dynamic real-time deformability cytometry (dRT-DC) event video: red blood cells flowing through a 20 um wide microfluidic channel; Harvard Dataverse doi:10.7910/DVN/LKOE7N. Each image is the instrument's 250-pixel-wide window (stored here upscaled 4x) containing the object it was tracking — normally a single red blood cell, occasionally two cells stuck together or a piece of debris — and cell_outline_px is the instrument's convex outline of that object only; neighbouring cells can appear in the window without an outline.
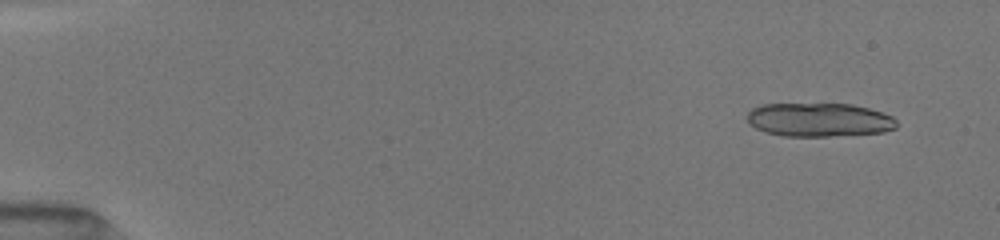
{"species": "common noctule bat (a hibernating species)", "species_latin": "Nyctalus noctula", "temperature_condition": "room temperature", "stored_images_in_passage": 18, "camera_frame_rate_fps": 3000, "um_per_image_px": 0.085, "animal": {"sex": "female", "body_mass_g": 19.5, "forearm_length_mm": 54.1}, "frame": {"image": 1, "passage_image": 1, "time_ms": 0.0, "image_size_px": [1000, 240], "cell_outline_px": [[896, 128], [884, 132], [828, 136], [784, 136], [768, 132], [756, 128], [748, 124], [748, 112], [752, 108], [760, 104], [852, 104], [868, 108], [892, 116], [896, 120]], "centroid_in_image_um": [69.61, 10.18], "position_along_channel_um": 15.4, "area_um2": 29.25}}
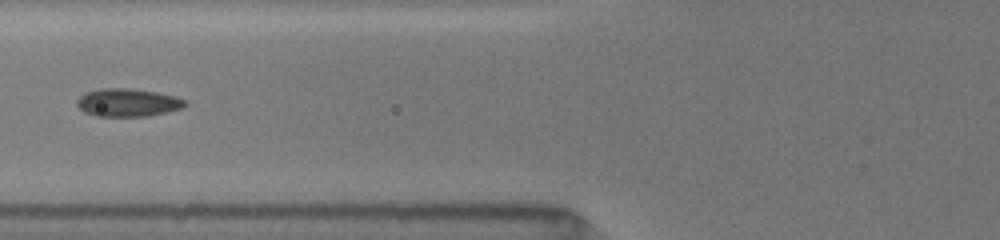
{"frame": {"image": 2, "passage_image": 10, "time_ms": 6.0, "image_size_px": [1000, 240], "cell_outline_px": [[188, 104], [184, 108], [148, 116], [96, 116], [84, 112], [76, 104], [76, 100], [84, 92], [100, 88], [128, 88], [156, 92], [176, 96], [184, 100]], "centroid_in_image_um": [10.85, 8.71], "position_along_channel_um": 114.9, "area_um2": 17.74}}
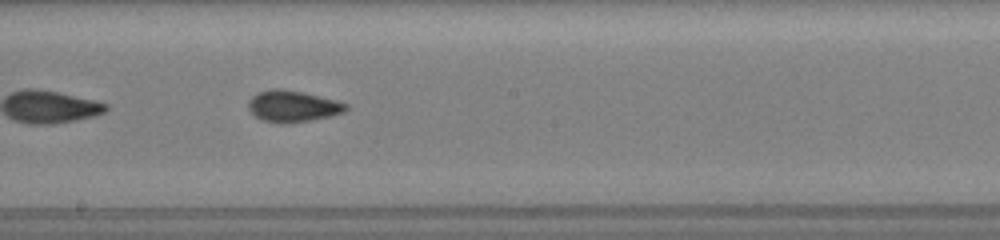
{"frame": {"image": 3, "passage_image": 14, "time_ms": 8.667, "image_size_px": [1000, 240], "cell_outline_px": [[348, 108], [344, 112], [328, 116], [288, 124], [284, 124], [264, 120], [256, 116], [248, 108], [248, 100], [256, 92], [268, 88], [280, 88], [304, 92], [336, 100], [348, 104]], "centroid_in_image_um": [24.85, 9.0], "position_along_channel_um": 223.3, "area_um2": 17.92}}